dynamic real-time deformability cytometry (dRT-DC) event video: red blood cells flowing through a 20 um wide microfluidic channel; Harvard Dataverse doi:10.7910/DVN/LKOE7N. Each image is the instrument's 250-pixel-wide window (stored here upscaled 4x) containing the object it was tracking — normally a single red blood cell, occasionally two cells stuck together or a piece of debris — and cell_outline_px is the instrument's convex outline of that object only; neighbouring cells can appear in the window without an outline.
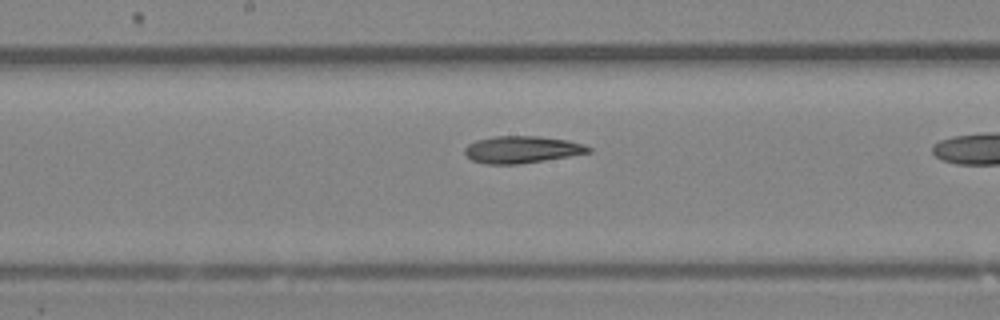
{"species": "Egyptian fruit bat (a non-hibernating species)", "species_latin": "Rousettus aegyptiacus", "temperature_condition": "room temperature", "stored_images_in_passage": 12, "camera_frame_rate_fps": 3000, "um_per_image_px": 0.085, "animal": {"sex": "female"}, "frame": {"image": 1, "passage_image": 10, "time_ms": 3.0, "image_size_px": [1000, 320], "cell_outline_px": [[592, 152], [520, 164], [484, 164], [472, 160], [464, 152], [464, 148], [468, 144], [476, 140], [496, 136], [536, 136], [568, 140], [584, 144], [592, 148]], "centroid_in_image_um": [44.36, 12.71], "position_along_channel_um": 203.8, "area_um2": 19.48}}